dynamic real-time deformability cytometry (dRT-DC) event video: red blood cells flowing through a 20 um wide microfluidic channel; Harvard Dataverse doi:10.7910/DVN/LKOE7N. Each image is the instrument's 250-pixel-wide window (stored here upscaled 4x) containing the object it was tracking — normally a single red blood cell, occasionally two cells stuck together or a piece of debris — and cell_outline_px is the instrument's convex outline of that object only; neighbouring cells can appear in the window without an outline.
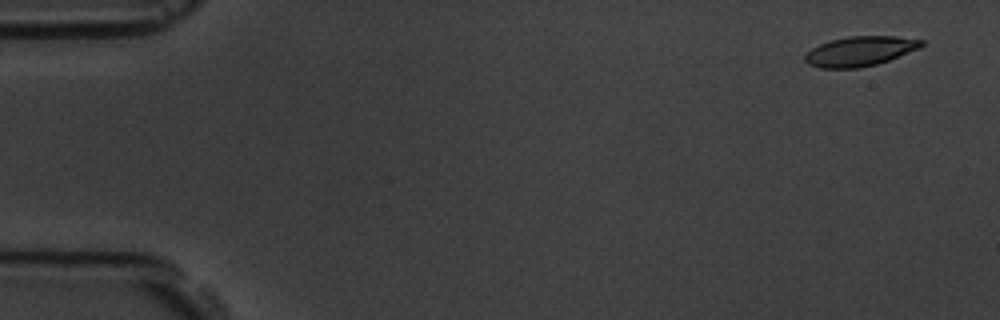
{"species": "common noctule bat (a hibernating species)", "species_latin": "Nyctalus noctula", "temperature_condition": "room temperature", "stored_images_in_passage": 5, "camera_frame_rate_fps": 3000, "um_per_image_px": 0.085, "animal": {"sex": "male", "body_mass_g": 19.5, "forearm_length_mm": 54.6}, "frame": {"image": 1, "passage_image": 1, "time_ms": 0.0, "image_size_px": [1000, 320], "cell_outline_px": [[924, 44], [920, 48], [888, 60], [876, 64], [860, 68], [820, 68], [808, 64], [804, 60], [804, 56], [812, 48], [820, 44], [832, 40], [848, 36], [896, 36], [924, 40]], "centroid_in_image_um": [73.1, 4.35], "position_along_channel_um": 11.9, "area_um2": 20.11}}
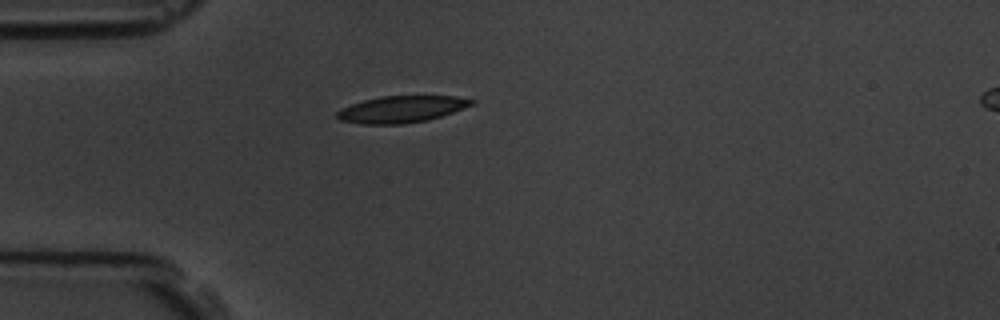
{"frame": {"image": 2, "passage_image": 5, "time_ms": 4.333, "image_size_px": [1000, 320], "cell_outline_px": [[476, 100], [472, 104], [464, 108], [428, 120], [404, 124], [360, 124], [340, 120], [336, 116], [336, 112], [352, 104], [364, 100], [380, 96], [456, 96]], "centroid_in_image_um": [34.12, 9.29], "position_along_channel_um": 50.9, "area_um2": 20.81}}